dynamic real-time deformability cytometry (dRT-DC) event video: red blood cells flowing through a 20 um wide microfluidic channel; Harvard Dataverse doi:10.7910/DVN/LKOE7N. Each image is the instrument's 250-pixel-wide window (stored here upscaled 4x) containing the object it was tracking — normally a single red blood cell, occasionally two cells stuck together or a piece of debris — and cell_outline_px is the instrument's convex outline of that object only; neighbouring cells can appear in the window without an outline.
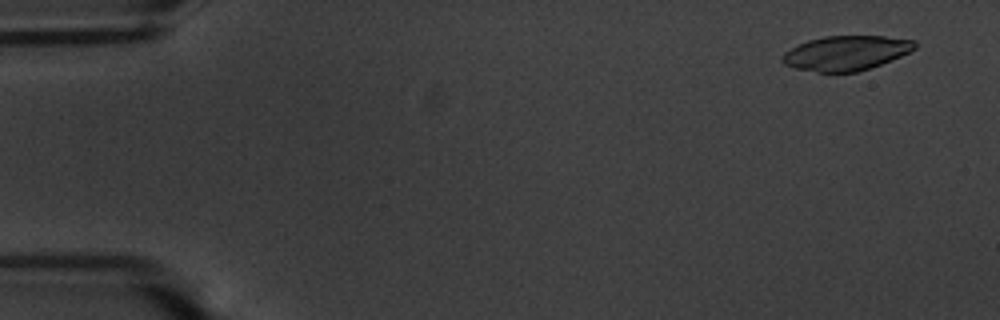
{"species": "common noctule bat (a hibernating species)", "species_latin": "Nyctalus noctula", "temperature_condition": "warm", "stored_images_in_passage": 57, "camera_frame_rate_fps": 3000, "um_per_image_px": 0.085, "animal": {"sex": "male", "body_mass_g": 20.1, "forearm_length_mm": 53.5}, "frame": {"image": 1, "passage_image": 4, "time_ms": 1.0, "image_size_px": [1000, 320], "cell_outline_px": [[916, 48], [900, 56], [880, 64], [856, 72], [816, 72], [796, 68], [784, 64], [780, 60], [784, 52], [808, 40], [824, 36], [884, 36], [916, 40]], "centroid_in_image_um": [71.91, 4.5], "position_along_channel_um": 13.1, "area_um2": 26.53}}
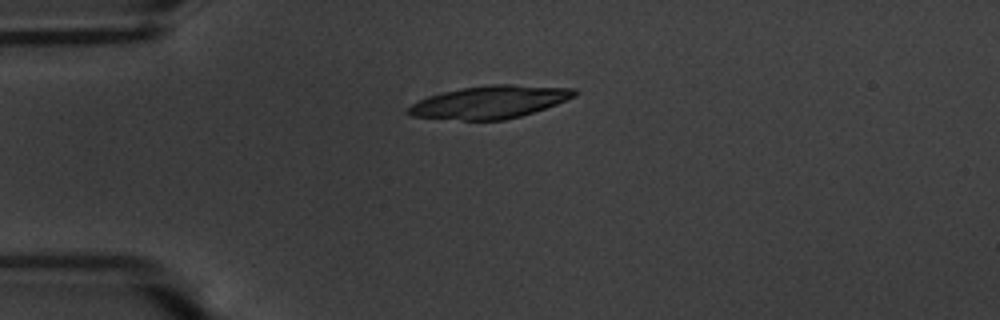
{"frame": {"image": 2, "passage_image": 15, "time_ms": 4.667, "image_size_px": [1000, 320], "cell_outline_px": [[580, 92], [576, 96], [556, 104], [520, 116], [504, 120], [460, 120], [412, 116], [404, 112], [404, 108], [428, 96], [460, 88], [488, 84], [512, 84], [576, 88]], "centroid_in_image_um": [41.63, 8.66], "position_along_channel_um": 43.4, "area_um2": 31.79}}